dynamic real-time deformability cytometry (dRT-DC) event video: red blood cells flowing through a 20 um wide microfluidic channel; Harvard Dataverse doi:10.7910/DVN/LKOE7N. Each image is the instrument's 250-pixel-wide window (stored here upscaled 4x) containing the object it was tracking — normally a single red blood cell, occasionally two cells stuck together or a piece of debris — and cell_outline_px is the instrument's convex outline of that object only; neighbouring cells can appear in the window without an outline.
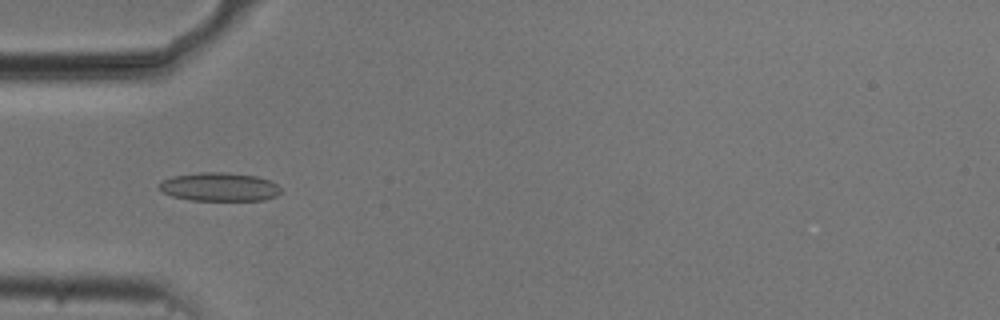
{"species": "common noctule bat (a hibernating species)", "species_latin": "Nyctalus noctula", "temperature_condition": "cold", "stored_images_in_passage": 10, "camera_frame_rate_fps": 3000, "um_per_image_px": 0.085, "animal": {"sex": "male", "body_mass_g": 20.5, "forearm_length_mm": 52.5}, "frame": {"image": 1, "passage_image": 6, "time_ms": 1.667, "image_size_px": [1000, 320], "cell_outline_px": [[280, 192], [276, 196], [264, 200], [192, 200], [172, 196], [156, 188], [156, 184], [172, 176], [200, 172], [228, 172], [256, 176], [268, 180], [276, 184], [280, 188]], "centroid_in_image_um": [18.61, 15.88], "position_along_channel_um": 66.4, "area_um2": 20.29}}
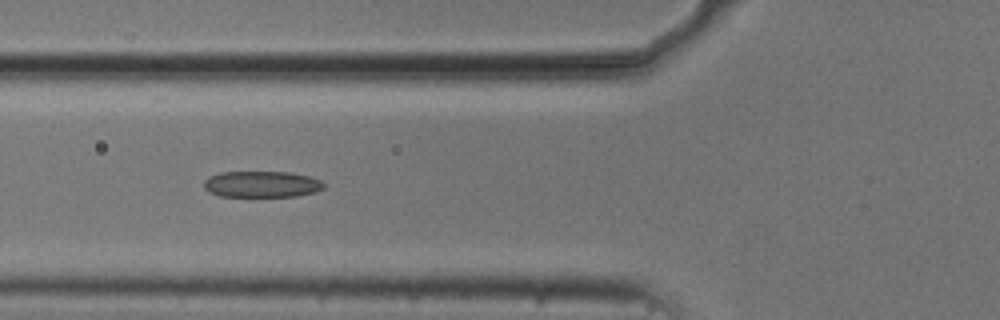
{"frame": {"image": 2, "passage_image": 9, "time_ms": 2.667, "image_size_px": [1000, 320], "cell_outline_px": [[324, 188], [312, 192], [296, 196], [220, 196], [208, 192], [204, 188], [204, 180], [208, 176], [220, 172], [288, 172], [308, 176], [320, 180], [324, 184]], "centroid_in_image_um": [22.19, 15.65], "position_along_channel_um": 103.6, "area_um2": 18.26}}